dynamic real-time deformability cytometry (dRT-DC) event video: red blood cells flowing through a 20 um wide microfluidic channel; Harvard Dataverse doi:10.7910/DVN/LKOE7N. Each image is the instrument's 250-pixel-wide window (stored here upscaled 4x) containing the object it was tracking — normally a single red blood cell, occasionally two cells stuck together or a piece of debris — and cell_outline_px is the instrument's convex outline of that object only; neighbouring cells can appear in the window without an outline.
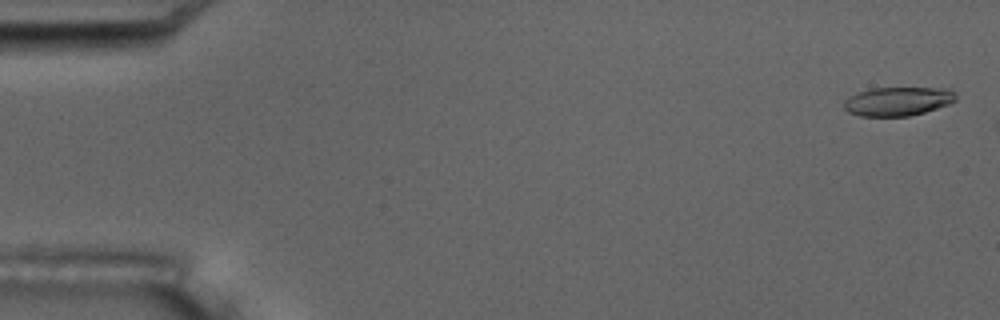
{"species": "common noctule bat (a hibernating species)", "species_latin": "Nyctalus noctula", "temperature_condition": "room temperature", "stored_images_in_passage": 3, "camera_frame_rate_fps": 3000, "um_per_image_px": 0.085, "animal": {"sex": "male", "body_mass_g": 17.5, "forearm_length_mm": 52.3}, "frame": {"image": 1, "passage_image": 1, "time_ms": 0.0, "image_size_px": [1000, 320], "cell_outline_px": [[956, 100], [948, 104], [924, 112], [908, 116], [860, 116], [848, 112], [844, 108], [844, 100], [860, 92], [872, 88], [948, 88], [956, 96]], "centroid_in_image_um": [76.31, 8.61], "position_along_channel_um": 8.7, "area_um2": 18.55}}